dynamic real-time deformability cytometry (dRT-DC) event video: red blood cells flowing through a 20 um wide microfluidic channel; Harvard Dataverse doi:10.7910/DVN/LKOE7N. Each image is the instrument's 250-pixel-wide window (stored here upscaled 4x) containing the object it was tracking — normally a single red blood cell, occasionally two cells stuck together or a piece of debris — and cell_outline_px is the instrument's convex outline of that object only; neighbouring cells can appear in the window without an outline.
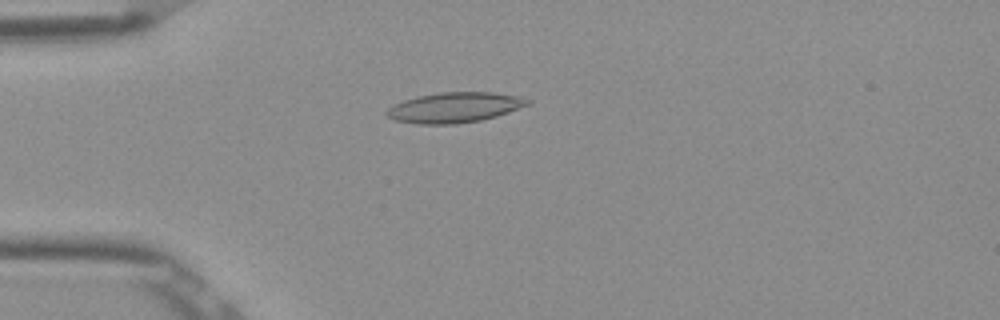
{"species": "Egyptian fruit bat (a non-hibernating species)", "species_latin": "Rousettus aegyptiacus", "temperature_condition": "room temperature", "stored_images_in_passage": 52, "camera_frame_rate_fps": 3000, "um_per_image_px": 0.085, "frame": {"image": 1, "passage_image": 14, "time_ms": 4.333, "image_size_px": [1000, 320], "cell_outline_px": [[532, 104], [496, 116], [480, 120], [456, 124], [416, 124], [396, 120], [388, 116], [384, 112], [392, 104], [404, 100], [420, 96], [440, 92], [492, 92], [516, 96], [532, 100]], "centroid_in_image_um": [38.64, 9.13], "position_along_channel_um": 46.4, "area_um2": 24.8}}
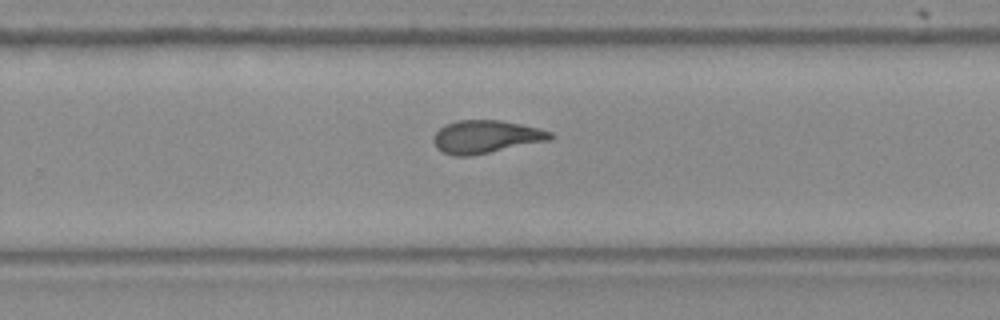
{"frame": {"image": 2, "passage_image": 34, "time_ms": 11.0, "image_size_px": [1000, 320], "cell_outline_px": [[556, 136], [552, 140], [468, 156], [452, 156], [436, 148], [432, 140], [432, 136], [444, 124], [456, 120], [500, 120], [540, 128], [552, 132]], "centroid_in_image_um": [41.31, 11.62], "position_along_channel_um": 288.5, "area_um2": 22.6}}
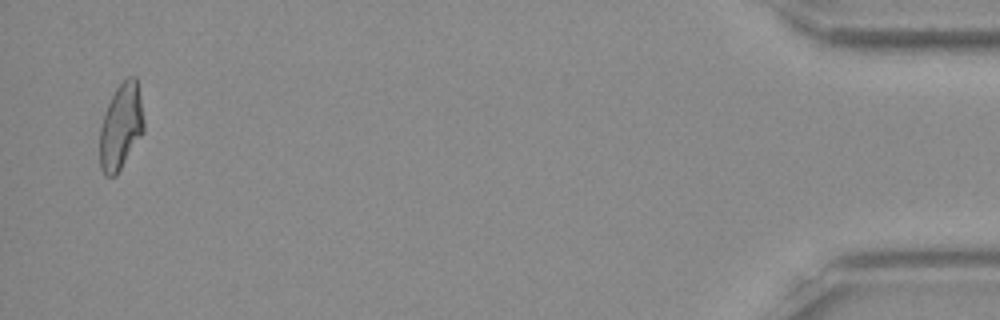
{"frame": {"image": 3, "passage_image": 51, "time_ms": 16.667, "image_size_px": [1000, 320], "cell_outline_px": [[144, 132], [116, 176], [104, 176], [100, 168], [100, 128], [104, 112], [116, 88], [128, 76], [136, 76], [144, 120]], "centroid_in_image_um": [10.27, 10.78], "position_along_channel_um": 424.9, "area_um2": 22.08}, "authors_computed_cell_mechanics": {"area_um2": 22.5998, "velocity_mm_per_s": 3.9057, "shape_relaxation_time_tau1_ms": null, "shape_relaxation_time_tau2_ms": 2.2875, "deformation_change_tau1": null, "deformation_change_tau2": 0.0889}}